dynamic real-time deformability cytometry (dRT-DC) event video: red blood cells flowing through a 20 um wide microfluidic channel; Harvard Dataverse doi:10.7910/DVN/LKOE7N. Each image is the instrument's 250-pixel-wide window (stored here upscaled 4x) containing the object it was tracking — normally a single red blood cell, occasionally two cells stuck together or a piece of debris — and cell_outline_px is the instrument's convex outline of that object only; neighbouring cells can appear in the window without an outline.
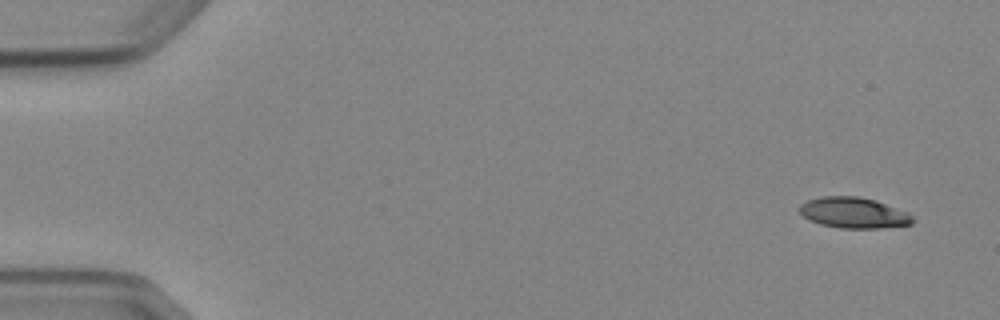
{"species": "Egyptian fruit bat (a non-hibernating species)", "species_latin": "Rousettus aegyptiacus", "temperature_condition": "cold", "stored_images_in_passage": 4, "camera_frame_rate_fps": 3000, "um_per_image_px": 0.085, "animal": {"sex": "female"}, "frame": {"image": 1, "passage_image": 1, "time_ms": 0.0, "image_size_px": [1000, 320], "cell_outline_px": [[912, 224], [880, 228], [840, 228], [820, 224], [808, 220], [800, 212], [800, 204], [808, 200], [824, 196], [860, 196], [876, 200], [908, 212], [912, 216]], "centroid_in_image_um": [72.56, 18.08], "position_along_channel_um": 12.4, "area_um2": 20.29}}
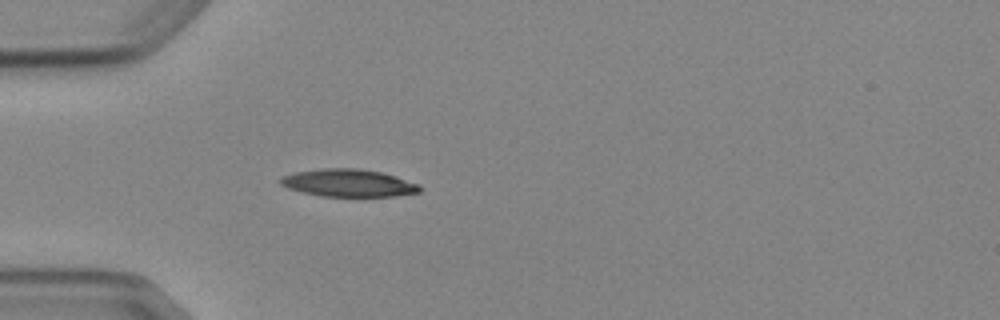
{"frame": {"image": 2, "passage_image": 4, "time_ms": 4.333, "image_size_px": [1000, 320], "cell_outline_px": [[420, 192], [396, 196], [320, 196], [288, 188], [280, 184], [280, 176], [296, 172], [320, 168], [356, 168], [380, 172], [396, 176], [420, 184]], "centroid_in_image_um": [29.62, 15.55], "position_along_channel_um": 55.4, "area_um2": 22.31}}